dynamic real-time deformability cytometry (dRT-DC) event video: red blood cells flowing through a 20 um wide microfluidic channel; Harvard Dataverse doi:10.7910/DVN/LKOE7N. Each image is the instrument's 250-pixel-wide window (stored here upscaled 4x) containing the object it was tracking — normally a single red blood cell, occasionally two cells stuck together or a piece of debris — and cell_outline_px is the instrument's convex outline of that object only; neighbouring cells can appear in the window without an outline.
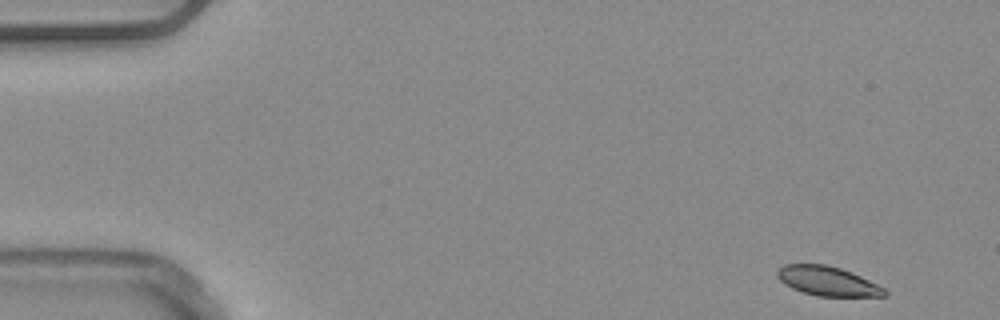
{"species": "common noctule bat (a hibernating species)", "species_latin": "Nyctalus noctula", "temperature_condition": "warm", "stored_images_in_passage": 51, "camera_frame_rate_fps": 3000, "um_per_image_px": 0.085, "animal": {"sex": "male", "body_mass_g": 20.4}, "frame": {"image": 1, "passage_image": 1, "time_ms": 0.0, "image_size_px": [1000, 320], "cell_outline_px": [[888, 296], [816, 296], [792, 288], [780, 280], [776, 276], [776, 272], [784, 264], [828, 264], [852, 272], [884, 288], [888, 292]], "centroid_in_image_um": [70.34, 23.89], "position_along_channel_um": 14.7, "area_um2": 18.26}, "authors_computed_cell_mechanics": {"area_um2": 19.652, "velocity_mm_per_s": 3.8535, "shape_relaxation_time_tau1_ms": 2.6339, "shape_relaxation_time_tau2_ms": null, "deformation_change_tau1": 0.0573, "deformation_change_tau2": null}}